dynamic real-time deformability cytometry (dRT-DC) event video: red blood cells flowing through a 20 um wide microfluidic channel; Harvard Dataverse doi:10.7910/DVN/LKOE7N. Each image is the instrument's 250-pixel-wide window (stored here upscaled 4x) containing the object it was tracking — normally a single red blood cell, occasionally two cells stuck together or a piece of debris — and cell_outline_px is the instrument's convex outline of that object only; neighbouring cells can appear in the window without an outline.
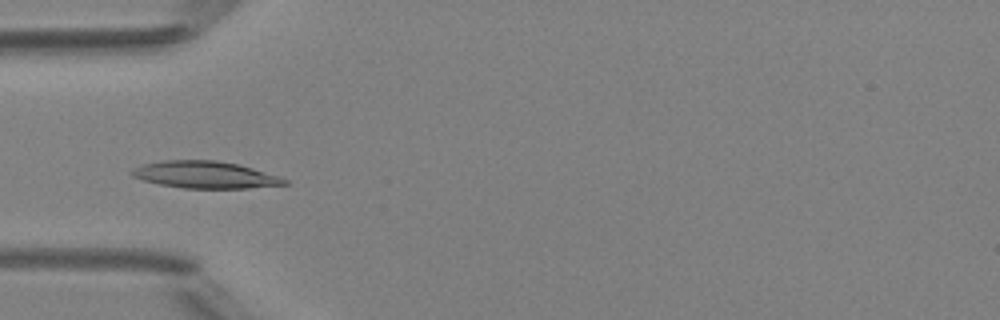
{"species": "Egyptian fruit bat (a non-hibernating species)", "species_latin": "Rousettus aegyptiacus", "temperature_condition": "room temperature", "stored_images_in_passage": 48, "camera_frame_rate_fps": 3000, "um_per_image_px": 0.085, "animal": {"sex": "female"}, "frame": {"image": 1, "passage_image": 15, "time_ms": 4.667, "image_size_px": [1000, 320], "cell_outline_px": [[292, 184], [248, 188], [184, 188], [160, 184], [144, 180], [132, 176], [128, 172], [132, 168], [144, 164], [164, 160], [216, 160], [240, 164], [280, 176], [288, 180]], "centroid_in_image_um": [17.48, 14.85], "position_along_channel_um": 67.5, "area_um2": 24.22}}
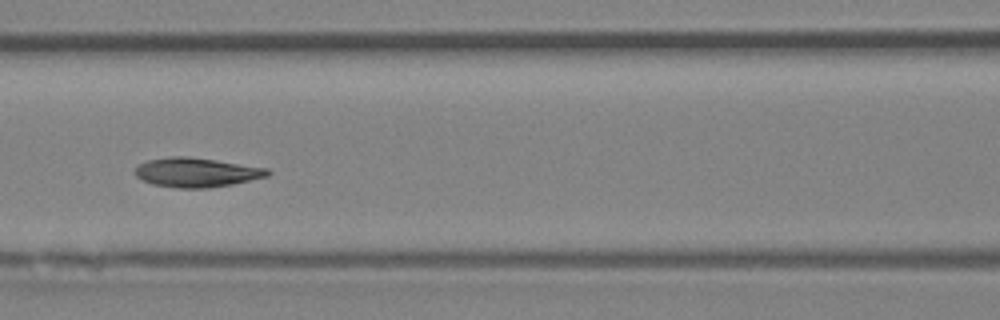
{"frame": {"image": 2, "passage_image": 21, "time_ms": 6.667, "image_size_px": [1000, 320], "cell_outline_px": [[272, 172], [268, 176], [232, 184], [208, 188], [176, 188], [152, 184], [136, 176], [132, 172], [140, 164], [148, 160], [172, 156], [188, 156], [216, 160], [268, 168]], "centroid_in_image_um": [16.7, 14.65], "position_along_channel_um": 149.9, "area_um2": 22.66}}
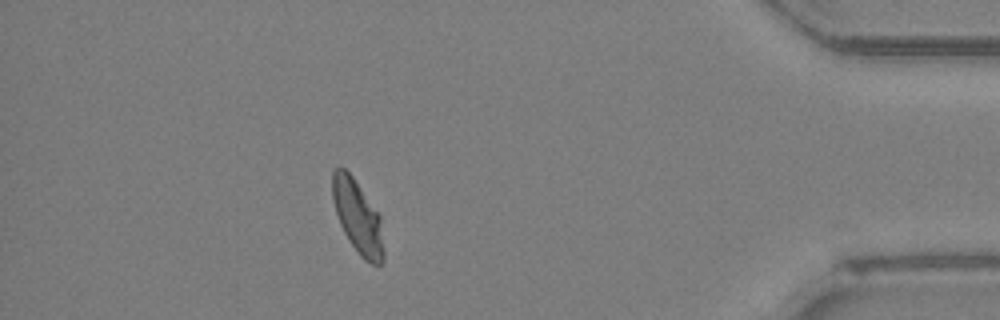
{"frame": {"image": 3, "passage_image": 43, "time_ms": 14.0, "image_size_px": [1000, 320], "cell_outline_px": [[384, 260], [380, 264], [372, 264], [364, 260], [360, 256], [348, 240], [340, 224], [332, 200], [332, 172], [340, 164], [352, 176], [380, 216], [384, 252]], "centroid_in_image_um": [30.38, 18.44], "position_along_channel_um": 404.8, "area_um2": 21.73}, "authors_computed_cell_mechanics": {"area_um2": 22.4842, "velocity_mm_per_s": 4.1411, "shape_relaxation_time_tau1_ms": 3.5909, "shape_relaxation_time_tau2_ms": 1.8047, "deformation_change_tau1": 0.1376, "deformation_change_tau2": 0.0558}}